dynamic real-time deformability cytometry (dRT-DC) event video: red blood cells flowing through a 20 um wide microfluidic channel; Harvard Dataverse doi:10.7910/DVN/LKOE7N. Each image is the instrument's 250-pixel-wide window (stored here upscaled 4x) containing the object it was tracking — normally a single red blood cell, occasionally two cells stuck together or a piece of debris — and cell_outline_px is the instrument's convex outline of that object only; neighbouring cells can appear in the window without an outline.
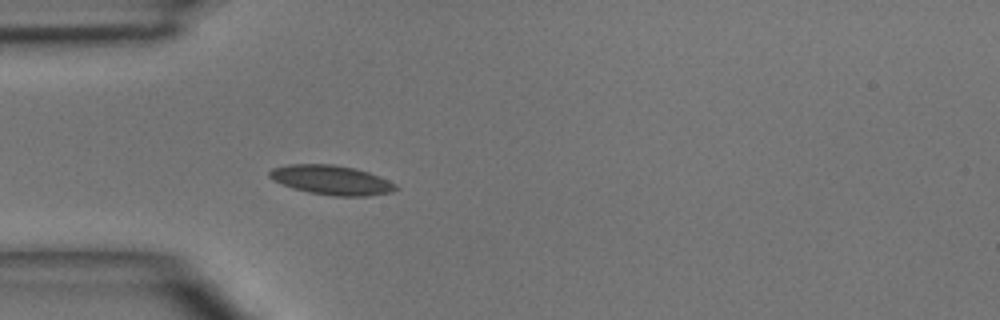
{"species": "common noctule bat (a hibernating species)", "species_latin": "Nyctalus noctula", "temperature_condition": "room temperature", "stored_images_in_passage": 3, "camera_frame_rate_fps": 3000, "um_per_image_px": 0.085, "animal": {"sex": "male", "body_mass_g": 15.6}, "frame": {"image": 1, "passage_image": 3, "time_ms": 3.333, "image_size_px": [1000, 320], "cell_outline_px": [[400, 188], [392, 192], [368, 196], [332, 196], [308, 192], [292, 188], [272, 180], [268, 176], [268, 172], [272, 168], [288, 164], [332, 164], [356, 168], [368, 172], [388, 180], [396, 184]], "centroid_in_image_um": [28.16, 15.3], "position_along_channel_um": 56.8, "area_um2": 21.85}}